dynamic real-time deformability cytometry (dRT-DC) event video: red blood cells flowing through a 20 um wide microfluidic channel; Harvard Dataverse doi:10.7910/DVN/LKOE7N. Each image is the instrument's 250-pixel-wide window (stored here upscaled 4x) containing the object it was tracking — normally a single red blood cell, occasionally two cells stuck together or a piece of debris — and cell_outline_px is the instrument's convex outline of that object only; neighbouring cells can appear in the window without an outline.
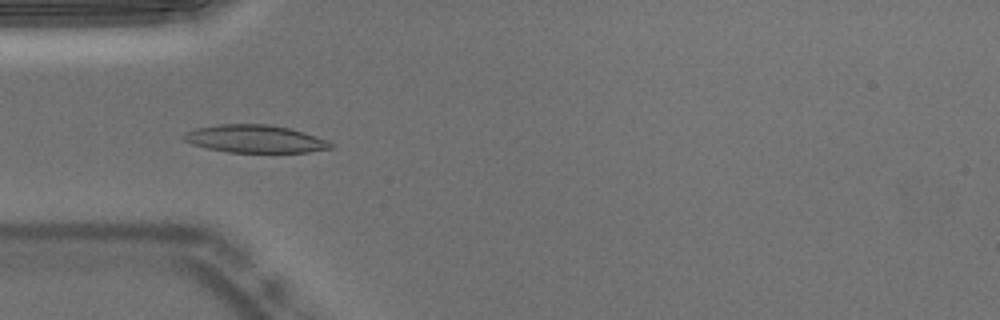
{"species": "Egyptian fruit bat (a non-hibernating species)", "species_latin": "Rousettus aegyptiacus", "temperature_condition": "warm", "stored_images_in_passage": 53, "camera_frame_rate_fps": 3000, "um_per_image_px": 0.085, "animal": {"sex": "male"}, "frame": {"image": 1, "passage_image": 16, "time_ms": 5.0, "image_size_px": [1000, 320], "cell_outline_px": [[332, 148], [308, 152], [228, 152], [208, 148], [192, 144], [184, 140], [180, 136], [184, 132], [196, 128], [220, 124], [268, 124], [288, 128], [304, 132], [328, 140], [332, 144]], "centroid_in_image_um": [21.65, 11.8], "position_along_channel_um": 63.3, "area_um2": 23.7}}
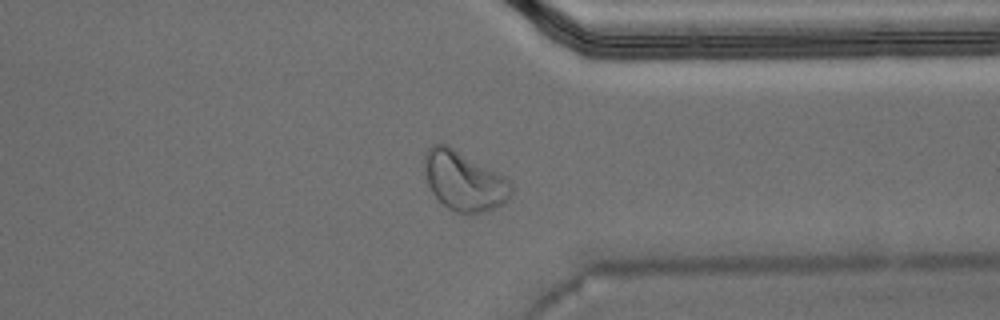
{"frame": {"image": 2, "passage_image": 41, "time_ms": 13.333, "image_size_px": [1000, 320], "cell_outline_px": [[512, 192], [508, 200], [504, 204], [496, 208], [472, 216], [456, 212], [448, 208], [432, 192], [428, 184], [424, 172], [424, 156], [428, 148], [432, 144], [448, 144], [512, 180]], "centroid_in_image_um": [39.47, 15.4], "position_along_channel_um": 371.9, "area_um2": 30.58}}
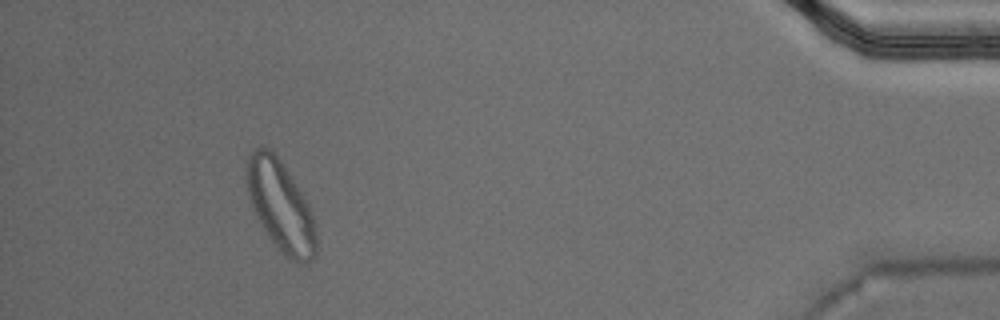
{"frame": {"image": 3, "passage_image": 49, "time_ms": 16.0, "image_size_px": [1000, 320], "cell_outline_px": [[316, 252], [312, 260], [304, 264], [300, 264], [284, 256], [272, 240], [264, 228], [248, 196], [244, 172], [248, 156], [260, 144], [272, 148], [308, 204], [312, 216], [316, 232]], "centroid_in_image_um": [23.83, 17.47], "position_along_channel_um": 411.4, "area_um2": 36.36}, "authors_computed_cell_mechanics": {"area_um2": 22.4842, "velocity_mm_per_s": 3.7396, "shape_relaxation_time_tau1_ms": 4.6533, "shape_relaxation_time_tau2_ms": 1.3057, "deformation_change_tau1": 0.1728, "deformation_change_tau2": 0.0692}}